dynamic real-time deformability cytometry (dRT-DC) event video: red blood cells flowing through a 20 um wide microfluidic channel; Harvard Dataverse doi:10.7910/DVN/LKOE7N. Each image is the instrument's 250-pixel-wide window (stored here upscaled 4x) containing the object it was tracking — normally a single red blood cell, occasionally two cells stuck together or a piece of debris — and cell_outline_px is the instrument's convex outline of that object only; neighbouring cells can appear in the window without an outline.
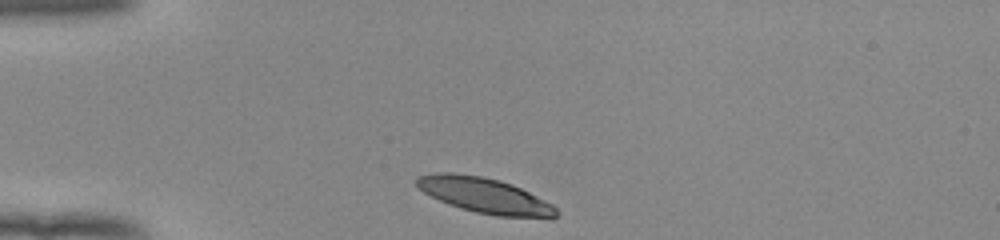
{"species": "human", "species_latin": "Homo sapiens", "temperature_condition": "room temperature", "stored_images_in_passage": 32, "camera_frame_rate_fps": 3000, "um_per_image_px": 0.085, "donor": {"sex": "female"}, "frame": {"image": 1, "passage_image": 1, "time_ms": 0.0, "image_size_px": [1000, 240], "cell_outline_px": [[560, 212], [552, 220], [496, 216], [476, 212], [460, 208], [448, 204], [424, 192], [416, 184], [416, 176], [436, 172], [452, 172], [480, 176], [500, 180], [512, 184], [552, 204]], "centroid_in_image_um": [41.26, 16.64], "position_along_channel_um": 43.7, "area_um2": 29.13}}
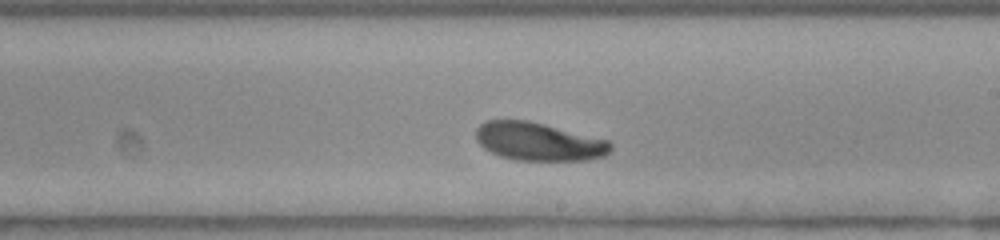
{"frame": {"image": 2, "passage_image": 19, "time_ms": 6.0, "image_size_px": [1000, 240], "cell_outline_px": [[612, 148], [604, 156], [588, 160], [516, 160], [500, 156], [484, 148], [476, 140], [476, 128], [484, 120], [528, 120], [608, 140], [612, 144]], "centroid_in_image_um": [45.76, 12.03], "position_along_channel_um": 243.2, "area_um2": 29.88}}
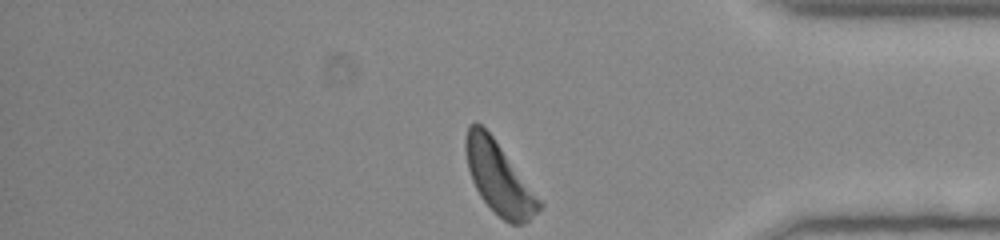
{"frame": {"image": 3, "passage_image": 32, "time_ms": 10.333, "image_size_px": [1000, 240], "cell_outline_px": [[544, 204], [524, 224], [508, 224], [480, 196], [472, 180], [468, 168], [464, 148], [464, 140], [468, 124], [480, 124], [492, 136]], "centroid_in_image_um": [42.38, 15.12], "position_along_channel_um": 392.8, "area_um2": 30.06}, "authors_computed_cell_mechanics": {"area_um2": 30.3739, "velocity_mm_per_s": 3.8624, "shape_relaxation_time_tau1_ms": 3.3089, "shape_relaxation_time_tau2_ms": null, "deformation_change_tau1": 0.1526, "deformation_change_tau2": null}}